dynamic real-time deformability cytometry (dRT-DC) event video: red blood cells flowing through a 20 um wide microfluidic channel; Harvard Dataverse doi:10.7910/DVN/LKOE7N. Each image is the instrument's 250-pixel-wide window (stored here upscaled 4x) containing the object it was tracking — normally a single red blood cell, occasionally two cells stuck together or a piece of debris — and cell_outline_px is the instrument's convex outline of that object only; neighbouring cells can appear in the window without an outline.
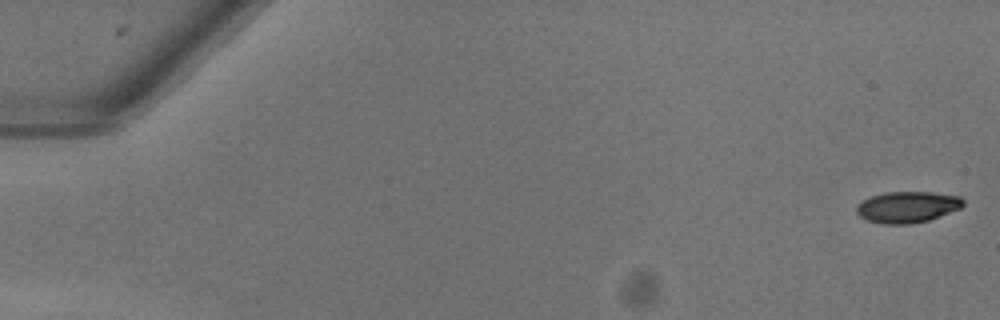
{"species": "common noctule bat (a hibernating species)", "species_latin": "Nyctalus noctula", "temperature_condition": "warm", "stored_images_in_passage": 52, "camera_frame_rate_fps": 3000, "um_per_image_px": 0.085, "animal": {"sex": "female"}, "frame": {"image": 1, "passage_image": 1, "time_ms": 0.0, "image_size_px": [1000, 320], "cell_outline_px": [[964, 204], [960, 208], [928, 220], [912, 224], [884, 224], [868, 220], [860, 216], [856, 212], [856, 208], [864, 200], [872, 196], [884, 192], [932, 192], [960, 196], [964, 200]], "centroid_in_image_um": [77.15, 17.59], "position_along_channel_um": 7.9, "area_um2": 19.25}}
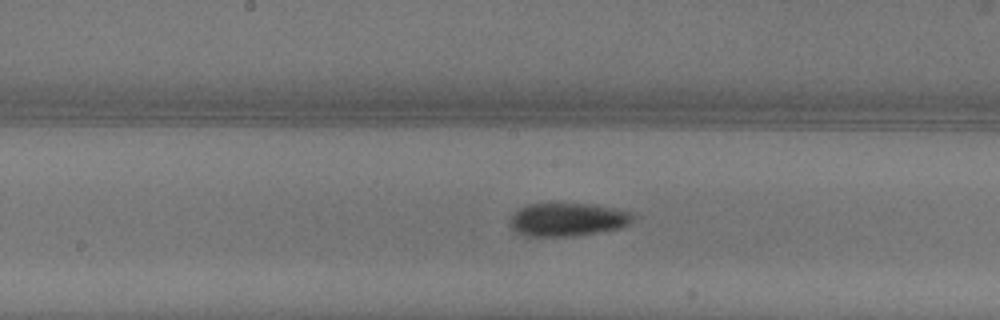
{"frame": {"image": 2, "passage_image": 28, "time_ms": 9.0, "image_size_px": [1000, 320], "cell_outline_px": [[632, 220], [628, 224], [620, 228], [576, 236], [528, 236], [516, 232], [512, 228], [512, 216], [516, 208], [528, 204], [548, 200], [556, 200], [588, 204], [612, 208], [632, 212]], "centroid_in_image_um": [48.18, 18.61], "position_along_channel_um": 200.0, "area_um2": 24.51}}
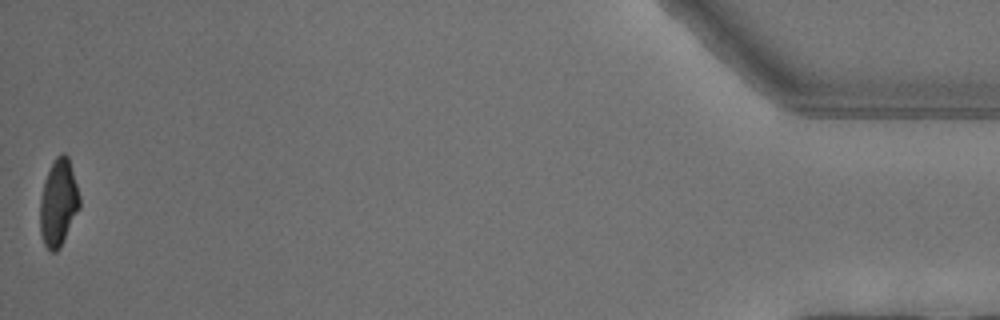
{"frame": {"image": 3, "passage_image": 52, "time_ms": 17.0, "image_size_px": [1000, 320], "cell_outline_px": [[80, 208], [60, 248], [56, 252], [52, 252], [44, 244], [40, 232], [40, 200], [44, 180], [56, 156], [60, 152], [64, 152], [68, 156], [80, 196]], "centroid_in_image_um": [4.97, 17.24], "position_along_channel_um": 430.2, "area_um2": 20.06}, "authors_computed_cell_mechanics": {"area_um2": 21.6461, "velocity_mm_per_s": 4.0603, "shape_relaxation_time_tau1_ms": 3.9251, "shape_relaxation_time_tau2_ms": 5.246, "deformation_change_tau1": 0.1632, "deformation_change_tau2": 0.1059}}